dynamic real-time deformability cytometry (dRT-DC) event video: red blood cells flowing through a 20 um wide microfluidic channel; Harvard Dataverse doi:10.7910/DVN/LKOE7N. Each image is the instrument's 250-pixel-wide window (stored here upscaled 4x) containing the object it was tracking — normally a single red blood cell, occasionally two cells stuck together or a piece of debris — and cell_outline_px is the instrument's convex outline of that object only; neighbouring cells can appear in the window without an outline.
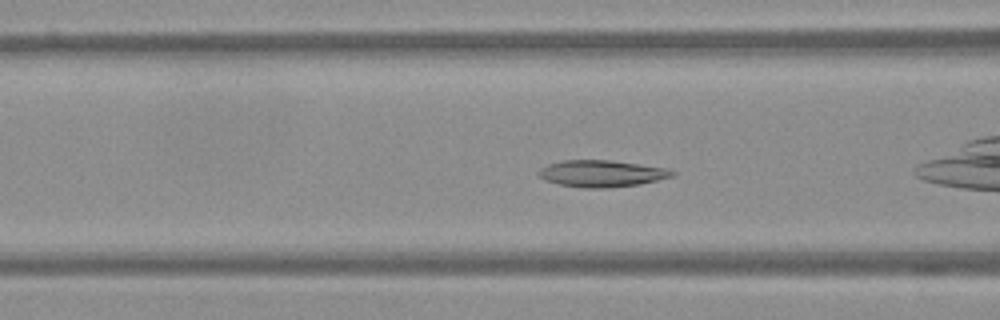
{"species": "Egyptian fruit bat (a non-hibernating species)", "species_latin": "Rousettus aegyptiacus", "temperature_condition": "warm", "stored_images_in_passage": 41, "camera_frame_rate_fps": 3000, "um_per_image_px": 0.085, "frame": {"image": 1, "passage_image": 7, "time_ms": 2.0, "image_size_px": [1000, 320], "cell_outline_px": [[676, 176], [640, 184], [608, 188], [584, 188], [560, 184], [544, 180], [536, 172], [540, 168], [548, 164], [564, 160], [608, 160], [668, 168], [676, 172]], "centroid_in_image_um": [51.16, 14.75], "position_along_channel_um": 115.4, "area_um2": 20.87}}
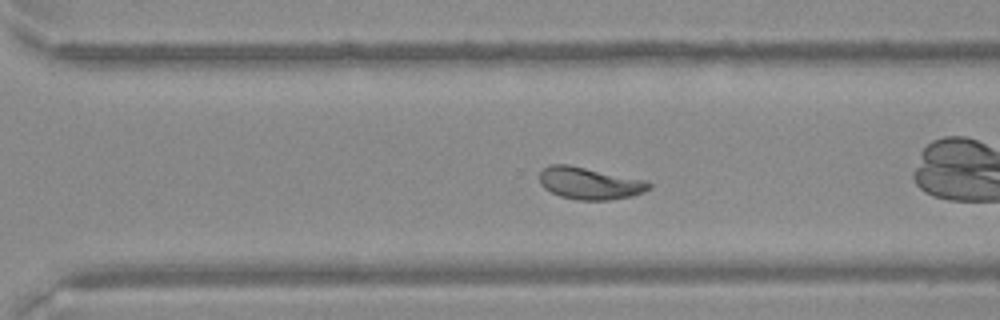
{"frame": {"image": 2, "passage_image": 24, "time_ms": 7.667, "image_size_px": [1000, 320], "cell_outline_px": [[652, 188], [644, 192], [632, 196], [608, 200], [580, 200], [560, 196], [544, 188], [540, 184], [540, 172], [548, 164], [568, 164], [648, 180], [652, 184]], "centroid_in_image_um": [50.16, 15.57], "position_along_channel_um": 320.4, "area_um2": 20.69}}